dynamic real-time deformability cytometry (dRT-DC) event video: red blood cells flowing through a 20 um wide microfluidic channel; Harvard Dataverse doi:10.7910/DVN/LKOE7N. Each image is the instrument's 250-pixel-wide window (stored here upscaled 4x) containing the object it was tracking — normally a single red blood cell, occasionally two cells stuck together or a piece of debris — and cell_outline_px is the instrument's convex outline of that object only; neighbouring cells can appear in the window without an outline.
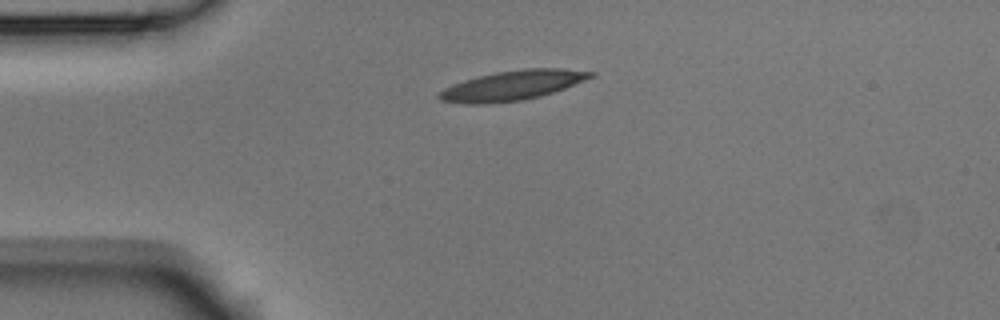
{"species": "Egyptian fruit bat (a non-hibernating species)", "species_latin": "Rousettus aegyptiacus", "temperature_condition": "room temperature", "stored_images_in_passage": 2, "camera_frame_rate_fps": 3000, "um_per_image_px": 0.085, "animal": {"sex": "male"}, "frame": {"image": 1, "passage_image": 1, "time_ms": 0.0, "image_size_px": [1000, 320], "cell_outline_px": [[596, 76], [564, 88], [540, 96], [524, 100], [480, 104], [468, 104], [440, 100], [436, 96], [444, 88], [452, 84], [464, 80], [496, 72], [524, 68], [564, 68], [596, 72]], "centroid_in_image_um": [43.58, 7.25], "position_along_channel_um": 41.4, "area_um2": 26.18}}